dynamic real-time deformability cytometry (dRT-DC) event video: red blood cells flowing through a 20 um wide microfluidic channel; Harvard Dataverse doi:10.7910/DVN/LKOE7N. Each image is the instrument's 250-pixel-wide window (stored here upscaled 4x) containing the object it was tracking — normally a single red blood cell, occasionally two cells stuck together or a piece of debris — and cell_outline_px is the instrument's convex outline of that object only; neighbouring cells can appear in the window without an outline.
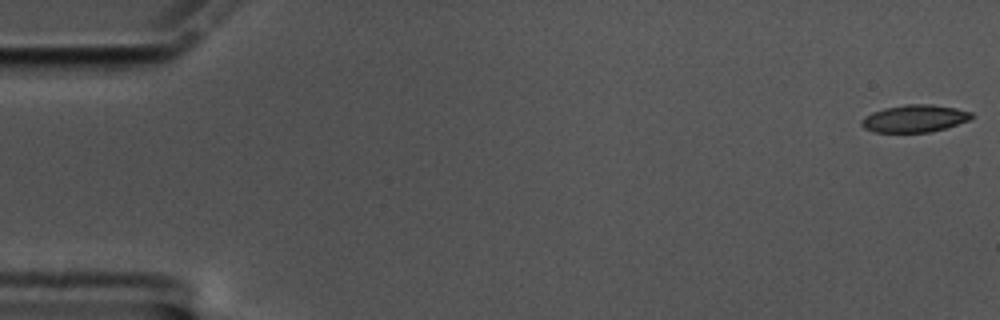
{"species": "common noctule bat (a hibernating species)", "species_latin": "Nyctalus noctula", "temperature_condition": "cold", "stored_images_in_passage": 9, "camera_frame_rate_fps": 3000, "um_per_image_px": 0.085, "animal": {"sex": "male", "body_mass_g": 17.5, "forearm_length_mm": 52.3}, "frame": {"image": 1, "passage_image": 1, "time_ms": 0.0, "image_size_px": [1000, 320], "cell_outline_px": [[972, 116], [968, 120], [932, 132], [872, 132], [864, 128], [860, 124], [860, 120], [864, 116], [872, 112], [884, 108], [904, 104], [932, 104], [956, 108], [972, 112]], "centroid_in_image_um": [77.68, 10.07], "position_along_channel_um": 7.3, "area_um2": 17.57}}